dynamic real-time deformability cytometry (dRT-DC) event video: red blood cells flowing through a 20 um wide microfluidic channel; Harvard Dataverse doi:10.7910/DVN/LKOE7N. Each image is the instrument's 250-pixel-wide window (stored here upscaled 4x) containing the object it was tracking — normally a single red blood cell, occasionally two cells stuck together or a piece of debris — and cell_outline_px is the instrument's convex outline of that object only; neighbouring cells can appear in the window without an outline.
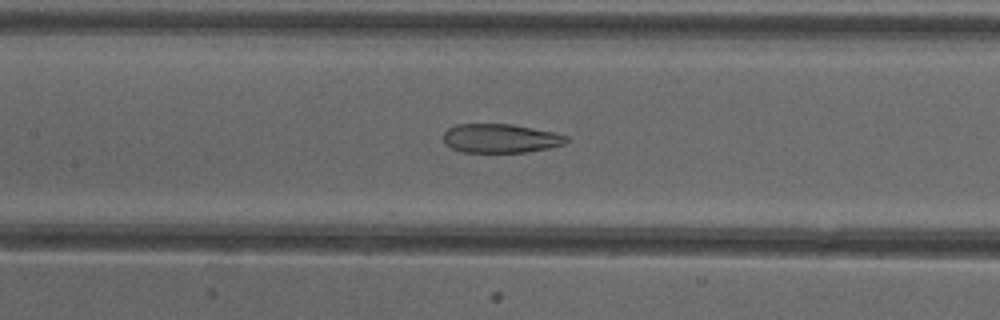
{"species": "common noctule bat (a hibernating species)", "species_latin": "Nyctalus noctula", "temperature_condition": "cold", "stored_images_in_passage": 32, "camera_frame_rate_fps": 3000, "um_per_image_px": 0.085, "animal": {"sex": "female"}, "frame": {"image": 1, "passage_image": 24, "time_ms": 7.667, "image_size_px": [1000, 320], "cell_outline_px": [[568, 140], [564, 144], [548, 148], [524, 152], [464, 152], [452, 148], [444, 144], [444, 132], [448, 128], [456, 124], [512, 124], [556, 132], [568, 136]], "centroid_in_image_um": [42.55, 11.75], "position_along_channel_um": 164.8, "area_um2": 20.81}}
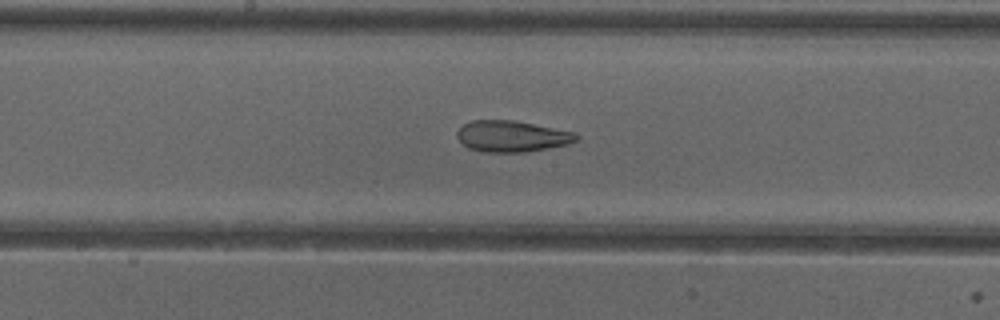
{"frame": {"image": 2, "passage_image": 27, "time_ms": 8.667, "image_size_px": [1000, 320], "cell_outline_px": [[580, 136], [576, 140], [568, 144], [524, 152], [480, 152], [468, 148], [456, 136], [456, 132], [464, 124], [472, 120], [512, 120], [576, 132]], "centroid_in_image_um": [43.5, 11.58], "position_along_channel_um": 204.7, "area_um2": 21.62}}
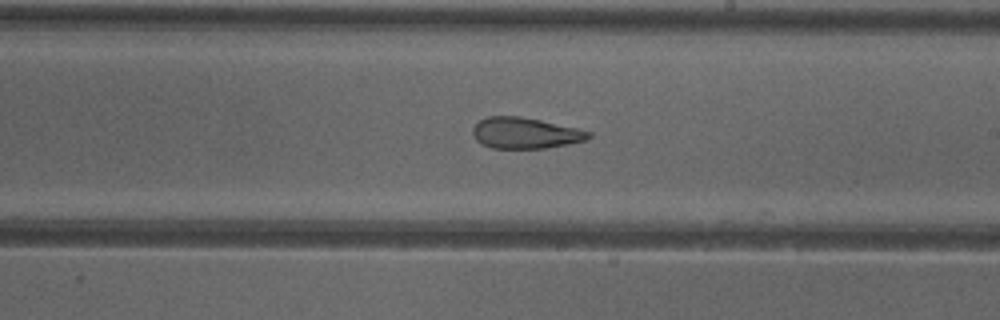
{"frame": {"image": 3, "passage_image": 30, "time_ms": 9.667, "image_size_px": [1000, 320], "cell_outline_px": [[592, 136], [588, 140], [568, 144], [544, 148], [492, 148], [480, 144], [472, 136], [472, 128], [480, 120], [488, 116], [520, 116], [540, 120], [576, 128], [592, 132]], "centroid_in_image_um": [44.63, 11.31], "position_along_channel_um": 244.4, "area_um2": 21.04}}